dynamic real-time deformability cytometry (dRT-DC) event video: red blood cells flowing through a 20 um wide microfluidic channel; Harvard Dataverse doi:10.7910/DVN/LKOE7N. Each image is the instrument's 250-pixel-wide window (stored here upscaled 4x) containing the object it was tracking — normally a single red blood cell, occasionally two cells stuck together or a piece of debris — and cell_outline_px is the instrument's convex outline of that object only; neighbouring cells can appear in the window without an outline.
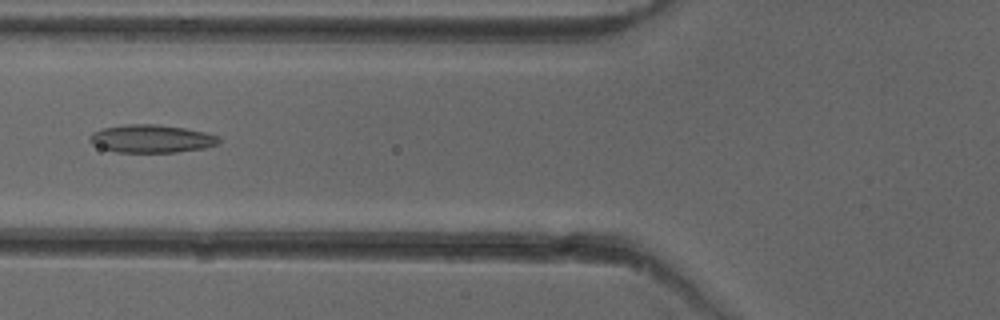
{"species": "common noctule bat (a hibernating species)", "species_latin": "Nyctalus noctula", "temperature_condition": "cold", "stored_images_in_passage": 36, "camera_frame_rate_fps": 3000, "um_per_image_px": 0.085, "animal": {"sex": "female"}, "frame": {"image": 1, "passage_image": 5, "time_ms": 1.333, "image_size_px": [1000, 320], "cell_outline_px": [[220, 140], [216, 144], [204, 148], [176, 152], [116, 152], [100, 148], [92, 144], [88, 140], [88, 136], [92, 132], [104, 128], [124, 124], [156, 124], [184, 128], [204, 132], [220, 136]], "centroid_in_image_um": [12.83, 11.79], "position_along_channel_um": 113.0, "area_um2": 21.1}}
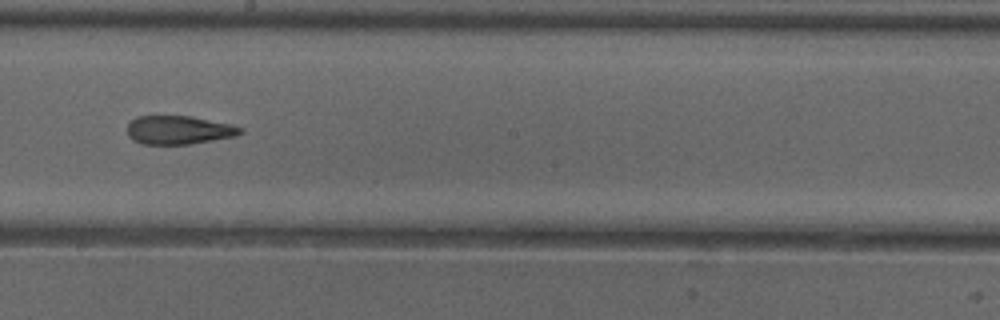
{"frame": {"image": 2, "passage_image": 14, "time_ms": 4.333, "image_size_px": [1000, 320], "cell_outline_px": [[244, 132], [236, 136], [192, 144], [144, 144], [132, 140], [128, 136], [128, 124], [136, 116], [192, 116], [232, 124], [244, 128]], "centroid_in_image_um": [15.24, 11.05], "position_along_channel_um": 233.0, "area_um2": 19.02}}
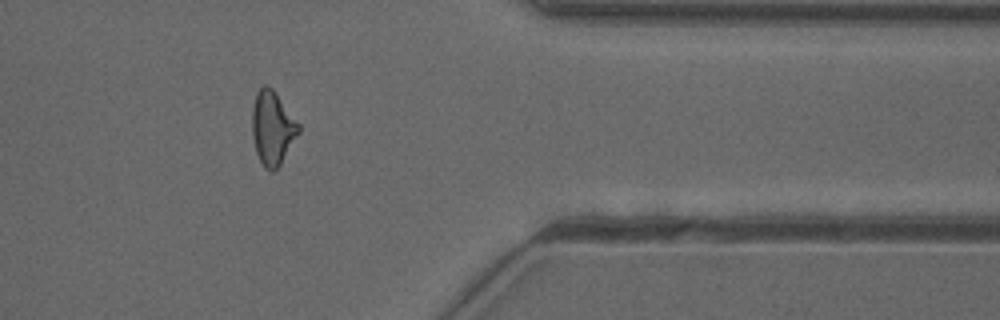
{"frame": {"image": 3, "passage_image": 27, "time_ms": 8.667, "image_size_px": [1000, 320], "cell_outline_px": [[300, 132], [280, 164], [272, 172], [264, 168], [256, 152], [252, 136], [252, 108], [256, 92], [264, 84], [268, 84], [272, 88], [300, 124]], "centroid_in_image_um": [23.15, 10.86], "position_along_channel_um": 388.2, "area_um2": 20.0}, "authors_computed_cell_mechanics": {"area_um2": 19.5364, "velocity_mm_per_s": 3.9889, "shape_relaxation_time_tau1_ms": 7.7776, "shape_relaxation_time_tau2_ms": 2.4083, "deformation_change_tau1": 0.1912, "deformation_change_tau2": 0.1174}}